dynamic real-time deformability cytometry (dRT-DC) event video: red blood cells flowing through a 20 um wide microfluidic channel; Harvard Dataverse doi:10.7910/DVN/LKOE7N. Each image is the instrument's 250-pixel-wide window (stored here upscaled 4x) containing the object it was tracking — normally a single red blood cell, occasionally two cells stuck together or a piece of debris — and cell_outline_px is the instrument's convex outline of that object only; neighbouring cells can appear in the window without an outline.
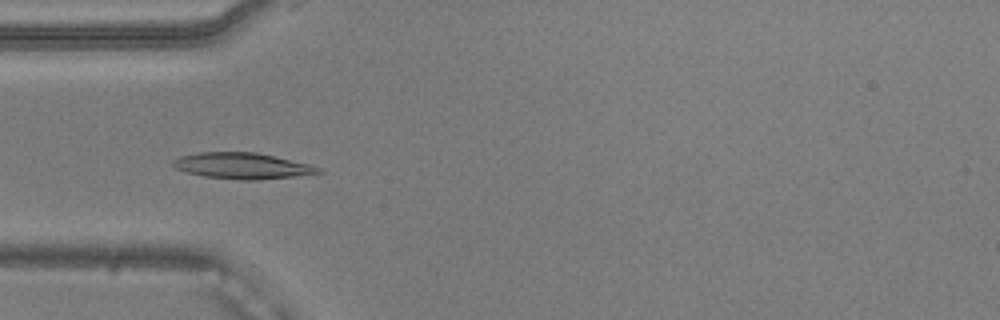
{"species": "common noctule bat (a hibernating species)", "species_latin": "Nyctalus noctula", "temperature_condition": "warm", "stored_images_in_passage": 42, "camera_frame_rate_fps": 3000, "um_per_image_px": 0.085, "animal": {"sex": "male", "body_mass_g": 20.5, "forearm_length_mm": 52.5}, "frame": {"image": 1, "passage_image": 6, "time_ms": 1.667, "image_size_px": [1000, 320], "cell_outline_px": [[324, 172], [296, 176], [256, 180], [240, 180], [204, 176], [188, 172], [176, 168], [172, 164], [172, 160], [180, 156], [196, 152], [256, 152], [312, 164], [320, 168]], "centroid_in_image_um": [20.62, 14.09], "position_along_channel_um": 64.4, "area_um2": 22.14}}
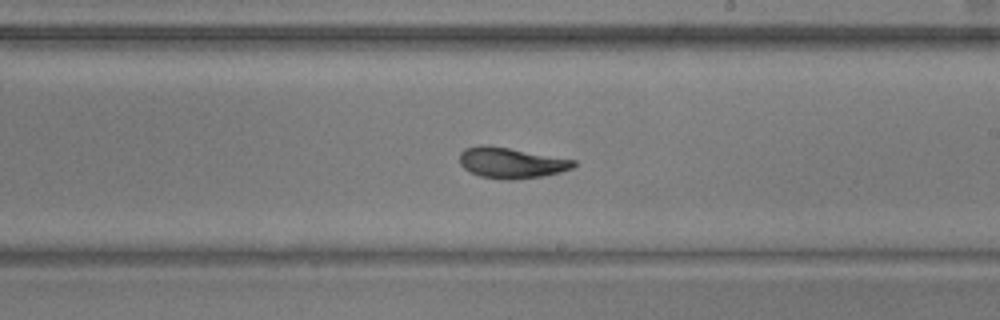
{"frame": {"image": 2, "passage_image": 20, "time_ms": 6.333, "image_size_px": [1000, 320], "cell_outline_px": [[576, 164], [572, 168], [560, 172], [544, 176], [512, 180], [504, 180], [480, 176], [464, 168], [460, 164], [460, 152], [464, 148], [480, 144], [508, 148], [576, 160]], "centroid_in_image_um": [43.44, 13.84], "position_along_channel_um": 245.6, "area_um2": 20.35}}
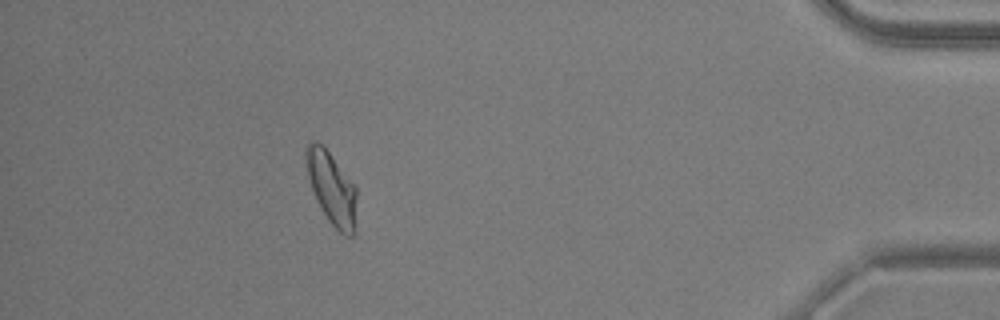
{"frame": {"image": 3, "passage_image": 37, "time_ms": 12.0, "image_size_px": [1000, 320], "cell_outline_px": [[356, 232], [352, 236], [344, 236], [328, 220], [320, 208], [316, 200], [308, 176], [304, 156], [304, 148], [312, 140], [316, 140], [324, 144], [356, 184]], "centroid_in_image_um": [28.21, 15.94], "position_along_channel_um": 407.0, "area_um2": 22.2}, "authors_computed_cell_mechanics": {"area_um2": 20.9236, "velocity_mm_per_s": 3.8573, "shape_relaxation_time_tau1_ms": null, "shape_relaxation_time_tau2_ms": 1.449, "deformation_change_tau1": null, "deformation_change_tau2": 0.0627}}